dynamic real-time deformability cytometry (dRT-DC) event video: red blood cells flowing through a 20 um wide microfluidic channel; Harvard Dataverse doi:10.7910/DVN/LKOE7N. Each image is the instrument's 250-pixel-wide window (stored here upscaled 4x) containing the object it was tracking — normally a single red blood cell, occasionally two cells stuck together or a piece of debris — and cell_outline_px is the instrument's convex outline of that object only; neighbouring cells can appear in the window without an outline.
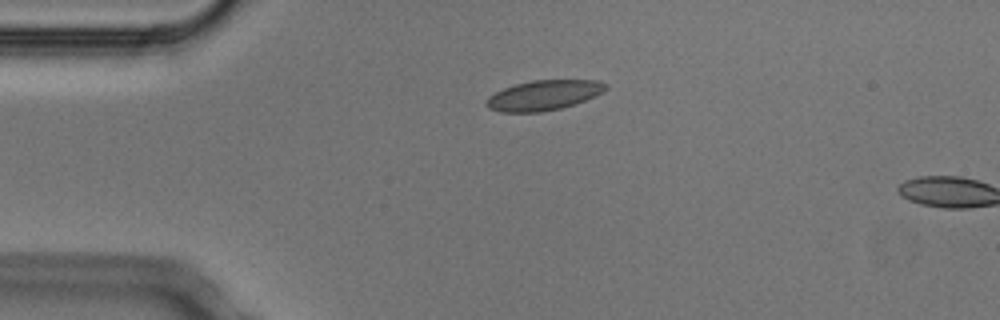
{"species": "Egyptian fruit bat (a non-hibernating species)", "species_latin": "Rousettus aegyptiacus", "temperature_condition": "cold", "stored_images_in_passage": 2, "camera_frame_rate_fps": 3000, "um_per_image_px": 0.085, "animal": {"sex": "male"}, "frame": {"image": 1, "passage_image": 1, "time_ms": 0.0, "image_size_px": [1000, 320], "cell_outline_px": [[608, 88], [604, 92], [596, 96], [560, 108], [540, 112], [500, 112], [488, 108], [484, 104], [488, 96], [504, 88], [516, 84], [532, 80], [596, 80], [608, 84]], "centroid_in_image_um": [46.21, 8.09], "position_along_channel_um": 38.8, "area_um2": 20.87}}